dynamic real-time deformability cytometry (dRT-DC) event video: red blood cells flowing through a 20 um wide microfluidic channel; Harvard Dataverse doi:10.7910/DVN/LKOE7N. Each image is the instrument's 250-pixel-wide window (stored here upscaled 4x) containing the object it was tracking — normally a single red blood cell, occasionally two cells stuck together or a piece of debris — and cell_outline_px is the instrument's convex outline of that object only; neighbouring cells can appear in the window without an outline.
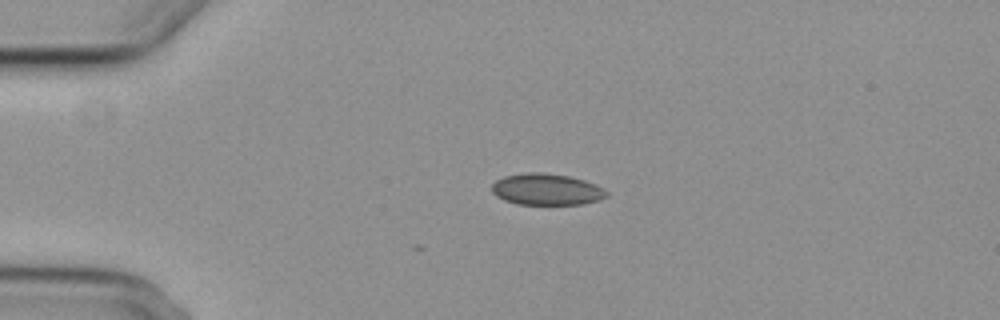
{"species": "common noctule bat (a hibernating species)", "species_latin": "Nyctalus noctula", "temperature_condition": "cold", "stored_images_in_passage": 2, "camera_frame_rate_fps": 3000, "um_per_image_px": 0.085, "animal": {"sex": "female", "body_mass_g": 29.2, "forearm_length_mm": 56.3}, "frame": {"image": 1, "passage_image": 1, "time_ms": 0.0, "image_size_px": [1000, 320], "cell_outline_px": [[608, 196], [600, 200], [584, 204], [516, 204], [504, 200], [496, 196], [492, 192], [492, 184], [496, 180], [504, 176], [524, 172], [540, 172], [568, 176], [584, 180], [596, 184], [604, 188], [608, 192]], "centroid_in_image_um": [46.47, 16.1], "position_along_channel_um": 38.5, "area_um2": 21.21}}